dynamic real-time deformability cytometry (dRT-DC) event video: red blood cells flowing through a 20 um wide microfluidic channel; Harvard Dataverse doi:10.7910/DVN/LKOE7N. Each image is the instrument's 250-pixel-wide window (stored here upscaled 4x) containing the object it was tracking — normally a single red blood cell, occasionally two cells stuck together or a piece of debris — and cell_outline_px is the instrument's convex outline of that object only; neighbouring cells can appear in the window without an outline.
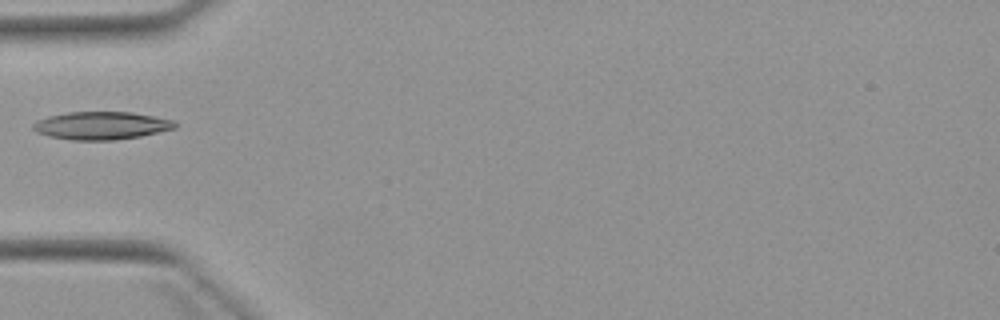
{"species": "Egyptian fruit bat (a non-hibernating species)", "species_latin": "Rousettus aegyptiacus", "temperature_condition": "warm", "stored_images_in_passage": 2, "camera_frame_rate_fps": 3000, "um_per_image_px": 0.085, "animal": {"sex": "female"}, "frame": {"image": 1, "passage_image": 2, "time_ms": 1.333, "image_size_px": [1000, 320], "cell_outline_px": [[180, 124], [176, 128], [140, 136], [116, 140], [72, 140], [48, 136], [36, 132], [32, 128], [32, 124], [36, 120], [48, 116], [68, 112], [132, 112], [176, 120]], "centroid_in_image_um": [8.64, 10.67], "position_along_channel_um": 76.4, "area_um2": 23.29}}